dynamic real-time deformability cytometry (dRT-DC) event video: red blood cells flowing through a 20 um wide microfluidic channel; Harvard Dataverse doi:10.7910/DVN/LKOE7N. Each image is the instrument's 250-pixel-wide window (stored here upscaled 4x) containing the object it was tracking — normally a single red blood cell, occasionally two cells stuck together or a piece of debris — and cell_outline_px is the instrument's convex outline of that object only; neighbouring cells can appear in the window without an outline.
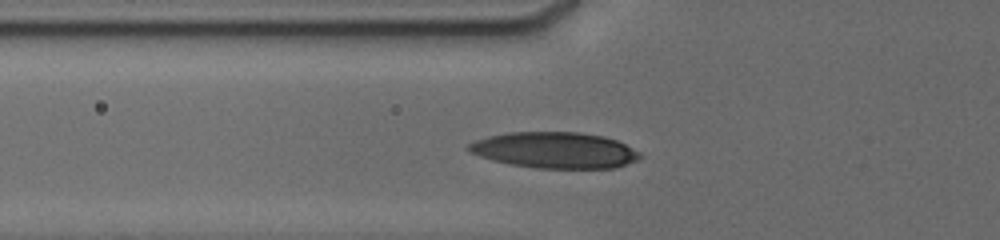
{"species": "human", "species_latin": "Homo sapiens", "temperature_condition": "cold", "stored_images_in_passage": 10, "camera_frame_rate_fps": 3000, "um_per_image_px": 0.085, "donor": {"sex": "male"}, "frame": {"image": 1, "passage_image": 3, "time_ms": 0.333, "image_size_px": [1000, 240], "cell_outline_px": [[644, 156], [636, 160], [616, 168], [536, 168], [512, 164], [492, 160], [468, 152], [464, 148], [468, 144], [476, 140], [488, 136], [508, 132], [580, 132], [604, 136], [616, 140], [640, 152]], "centroid_in_image_um": [47.14, 12.76], "position_along_channel_um": 78.7, "area_um2": 36.13}}
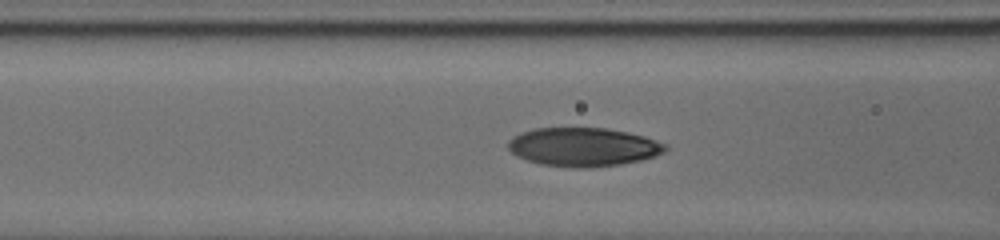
{"frame": {"image": 2, "passage_image": 9, "time_ms": 1.333, "image_size_px": [1000, 240], "cell_outline_px": [[668, 148], [664, 152], [656, 156], [640, 160], [620, 164], [592, 168], [572, 168], [540, 164], [516, 156], [508, 148], [508, 140], [512, 136], [536, 128], [604, 128], [644, 136], [668, 144]], "centroid_in_image_um": [49.58, 12.5], "position_along_channel_um": 117.0, "area_um2": 35.49}}